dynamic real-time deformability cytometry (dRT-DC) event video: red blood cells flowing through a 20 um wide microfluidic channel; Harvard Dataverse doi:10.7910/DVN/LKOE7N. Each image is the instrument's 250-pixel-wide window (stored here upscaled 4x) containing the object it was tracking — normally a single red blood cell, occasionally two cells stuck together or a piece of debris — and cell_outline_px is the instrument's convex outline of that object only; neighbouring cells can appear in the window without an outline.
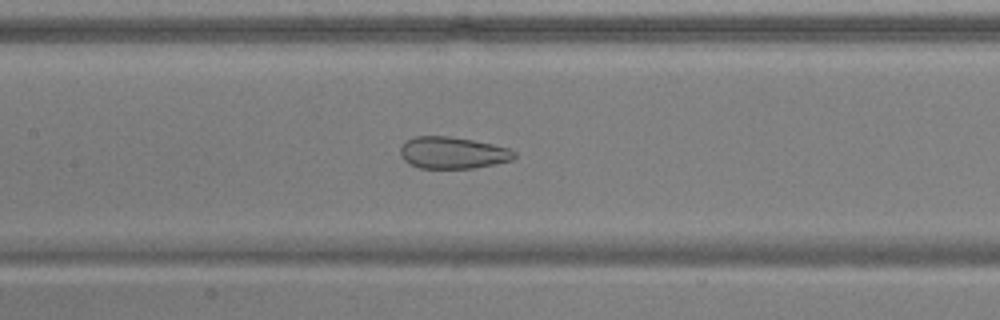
{"species": "common noctule bat (a hibernating species)", "species_latin": "Nyctalus noctula", "temperature_condition": "warm", "stored_images_in_passage": 52, "camera_frame_rate_fps": 3000, "um_per_image_px": 0.085, "animal": {"sex": "male", "body_mass_g": 17.9, "forearm_length_mm": 54.2}, "frame": {"image": 1, "passage_image": 25, "time_ms": 8.0, "image_size_px": [1000, 320], "cell_outline_px": [[516, 156], [512, 160], [496, 164], [472, 168], [420, 168], [408, 164], [400, 156], [400, 148], [408, 140], [416, 136], [448, 136], [472, 140], [492, 144], [508, 148], [516, 152]], "centroid_in_image_um": [38.48, 12.99], "position_along_channel_um": 168.9, "area_um2": 21.1}}
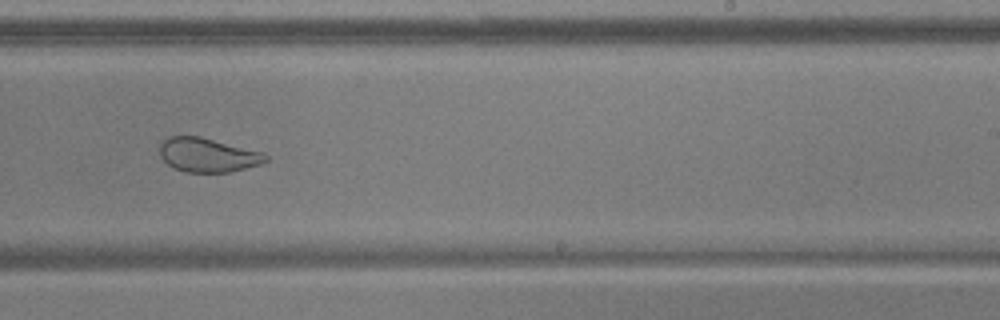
{"frame": {"image": 2, "passage_image": 33, "time_ms": 10.667, "image_size_px": [1000, 320], "cell_outline_px": [[268, 160], [260, 164], [228, 172], [188, 172], [172, 168], [160, 156], [160, 144], [168, 136], [200, 136], [264, 152], [268, 156]], "centroid_in_image_um": [17.66, 13.17], "position_along_channel_um": 271.3, "area_um2": 21.04}}
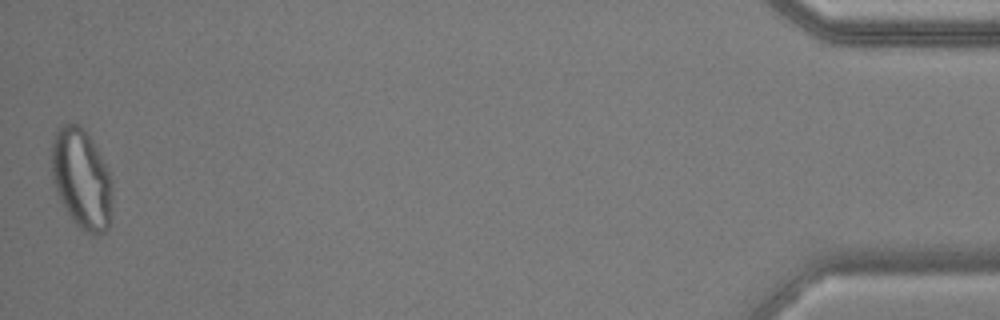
{"frame": {"image": 3, "passage_image": 52, "time_ms": 17.0, "image_size_px": [1000, 320], "cell_outline_px": [[112, 200], [108, 228], [104, 232], [96, 236], [84, 232], [72, 220], [60, 200], [56, 192], [52, 180], [52, 140], [56, 128], [64, 124], [76, 124], [92, 140], [108, 172], [112, 184]], "centroid_in_image_um": [6.91, 15.25], "position_along_channel_um": 428.3, "area_um2": 35.14}}